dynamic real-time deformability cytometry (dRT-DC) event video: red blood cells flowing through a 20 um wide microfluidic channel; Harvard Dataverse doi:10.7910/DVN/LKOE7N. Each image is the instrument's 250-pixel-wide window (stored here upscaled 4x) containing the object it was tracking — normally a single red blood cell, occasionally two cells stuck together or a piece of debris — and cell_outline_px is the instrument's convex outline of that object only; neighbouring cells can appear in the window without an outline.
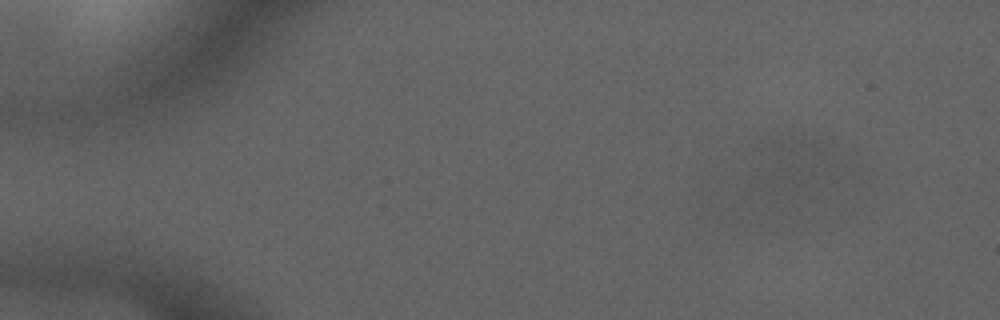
{"species": "common noctule bat (a hibernating species)", "species_latin": "Nyctalus noctula", "temperature_condition": "cold", "stored_images_in_passage": 4, "segment_of_instrument_passage": [1, 2], "camera_frame_rate_fps": 3000, "um_per_image_px": 0.085, "animal": {"sex": "male", "forearm_length_mm": 52.5}, "frame": {"image": 1, "passage_image": 1, "time_ms": 0.0, "image_size_px": [1000, 320], "cell_outline_px": [[824, 160], [792, 204], [760, 196], [760, 180], [780, 144], [804, 140], [824, 140]], "centroid_in_image_um": [67.28, 14.43], "position_along_channel_um": 17.7, "area_um2": 20.06}}